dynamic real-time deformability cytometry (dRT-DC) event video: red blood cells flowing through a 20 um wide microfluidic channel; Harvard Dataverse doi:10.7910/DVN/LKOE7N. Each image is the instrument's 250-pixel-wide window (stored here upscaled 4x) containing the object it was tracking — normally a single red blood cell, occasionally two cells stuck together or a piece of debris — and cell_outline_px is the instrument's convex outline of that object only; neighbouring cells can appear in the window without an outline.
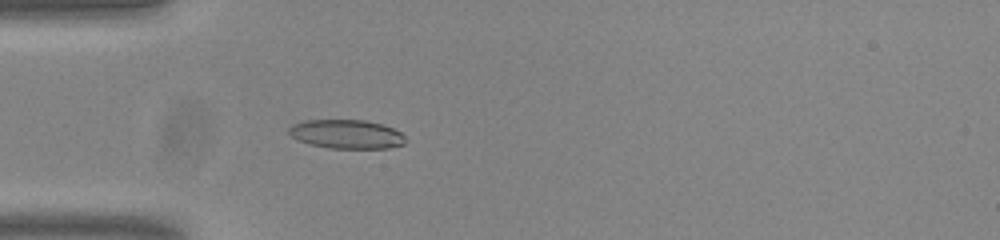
{"species": "common noctule bat (a hibernating species)", "species_latin": "Nyctalus noctula", "temperature_condition": "room temperature", "stored_images_in_passage": 53, "camera_frame_rate_fps": 3000, "um_per_image_px": 0.085, "animal": {"sex": "male", "body_mass_g": 20.0, "forearm_length_mm": 53.3}, "frame": {"image": 1, "passage_image": 16, "time_ms": 5.0, "image_size_px": [1000, 240], "cell_outline_px": [[408, 140], [404, 144], [388, 148], [328, 148], [308, 144], [292, 136], [288, 132], [288, 128], [292, 124], [304, 120], [364, 120], [380, 124], [392, 128], [400, 132]], "centroid_in_image_um": [29.45, 11.4], "position_along_channel_um": 55.6, "area_um2": 19.65}}
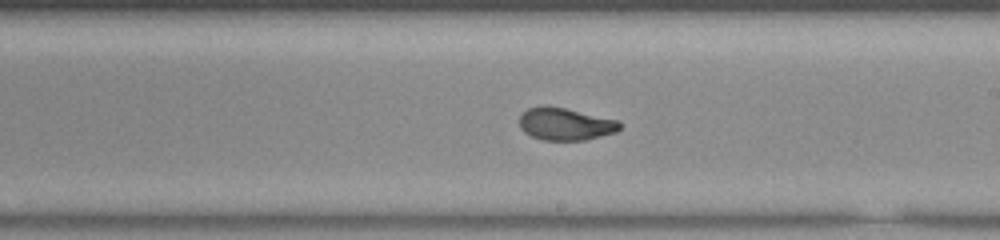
{"frame": {"image": 2, "passage_image": 31, "time_ms": 10.0, "image_size_px": [1000, 240], "cell_outline_px": [[620, 128], [616, 132], [584, 140], [544, 140], [532, 136], [524, 132], [520, 128], [520, 116], [528, 108], [564, 108], [620, 120]], "centroid_in_image_um": [48.09, 10.57], "position_along_channel_um": 240.9, "area_um2": 18.44}}
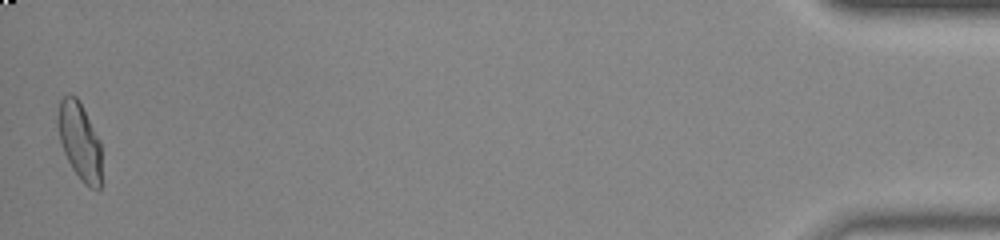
{"frame": {"image": 3, "passage_image": 53, "time_ms": 17.333, "image_size_px": [1000, 240], "cell_outline_px": [[100, 188], [92, 188], [84, 184], [80, 180], [72, 168], [64, 152], [60, 140], [56, 124], [56, 116], [60, 100], [68, 92], [76, 96], [100, 140]], "centroid_in_image_um": [6.73, 11.96], "position_along_channel_um": 428.5, "area_um2": 19.65}, "authors_computed_cell_mechanics": {"area_um2": 19.4208, "velocity_mm_per_s": 3.828, "shape_relaxation_time_tau1_ms": 8.9318, "shape_relaxation_time_tau2_ms": 0.927, "deformation_change_tau1": 0.2378, "deformation_change_tau2": 0.0654}}